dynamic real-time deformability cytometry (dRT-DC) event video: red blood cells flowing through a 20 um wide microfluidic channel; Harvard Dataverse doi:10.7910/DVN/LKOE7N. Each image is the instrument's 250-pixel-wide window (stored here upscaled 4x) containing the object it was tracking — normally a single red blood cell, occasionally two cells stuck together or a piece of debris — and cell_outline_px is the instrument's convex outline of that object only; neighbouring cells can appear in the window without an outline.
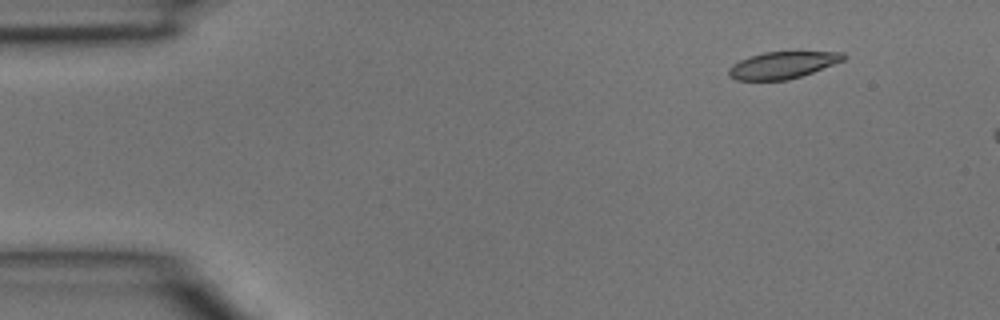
{"species": "common noctule bat (a hibernating species)", "species_latin": "Nyctalus noctula", "temperature_condition": "room temperature", "stored_images_in_passage": 6, "camera_frame_rate_fps": 3000, "um_per_image_px": 0.085, "animal": {"sex": "male", "body_mass_g": 15.6}, "frame": {"image": 1, "passage_image": 1, "time_ms": 0.0, "image_size_px": [1000, 320], "cell_outline_px": [[848, 56], [844, 60], [812, 72], [788, 80], [736, 80], [728, 76], [728, 68], [732, 64], [740, 60], [764, 52], [844, 52]], "centroid_in_image_um": [66.5, 5.53], "position_along_channel_um": 18.5, "area_um2": 17.86}}